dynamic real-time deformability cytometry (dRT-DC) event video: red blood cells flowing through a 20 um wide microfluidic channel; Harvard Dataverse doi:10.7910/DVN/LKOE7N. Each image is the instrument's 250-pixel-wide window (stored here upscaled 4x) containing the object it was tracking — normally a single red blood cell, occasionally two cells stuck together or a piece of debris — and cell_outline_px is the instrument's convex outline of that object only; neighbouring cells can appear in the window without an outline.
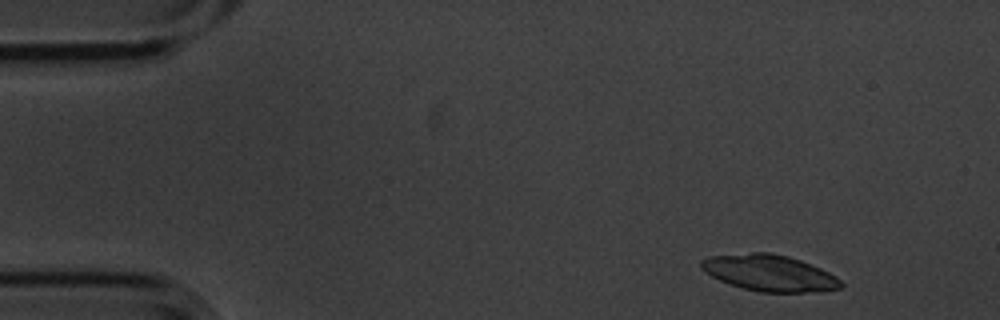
{"species": "common noctule bat (a hibernating species)", "species_latin": "Nyctalus noctula", "temperature_condition": "cold", "stored_images_in_passage": 3, "camera_frame_rate_fps": 3000, "um_per_image_px": 0.085, "animal": {"sex": "male", "body_mass_g": 20.1, "forearm_length_mm": 53.5}, "frame": {"image": 1, "passage_image": 1, "time_ms": 0.0, "image_size_px": [1000, 320], "cell_outline_px": [[844, 284], [840, 288], [820, 292], [760, 292], [744, 288], [720, 280], [712, 276], [700, 268], [700, 260], [708, 256], [752, 252], [772, 252], [788, 256], [800, 260], [820, 268], [836, 276]], "centroid_in_image_um": [65.41, 23.19], "position_along_channel_um": 19.6, "area_um2": 29.59}}